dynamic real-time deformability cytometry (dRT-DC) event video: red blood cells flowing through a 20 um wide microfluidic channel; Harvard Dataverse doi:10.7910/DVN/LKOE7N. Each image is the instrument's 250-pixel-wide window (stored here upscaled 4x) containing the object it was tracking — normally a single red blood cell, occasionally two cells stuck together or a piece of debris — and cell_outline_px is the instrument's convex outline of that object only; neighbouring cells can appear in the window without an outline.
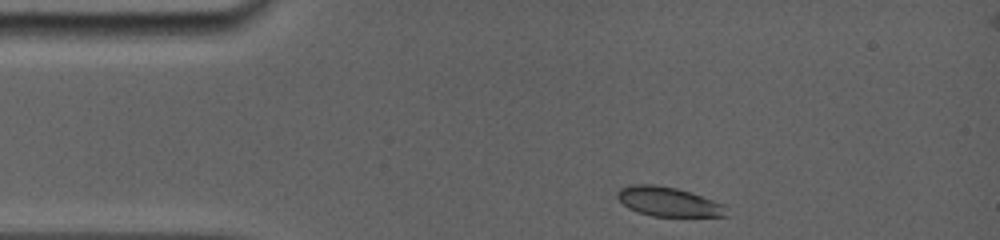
{"species": "common noctule bat (a hibernating species)", "species_latin": "Nyctalus noctula", "temperature_condition": "room temperature", "stored_images_in_passage": 76, "camera_frame_rate_fps": 5000, "um_per_image_px": 0.085, "animal": {"sex": "female", "body_mass_g": 19.0, "forearm_length_mm": 56.7}, "frame": {"image": 1, "passage_image": 1, "time_ms": 0.0, "image_size_px": [1000, 240], "cell_outline_px": [[728, 216], [652, 216], [636, 212], [628, 208], [616, 196], [616, 192], [620, 188], [628, 184], [652, 184], [676, 188], [724, 204]], "centroid_in_image_um": [56.75, 17.14], "position_along_channel_um": 28.2, "area_um2": 18.55}}
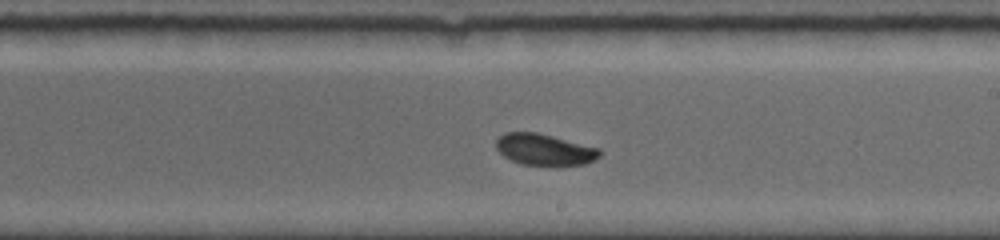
{"frame": {"image": 2, "passage_image": 45, "time_ms": 6.8, "image_size_px": [1000, 240], "cell_outline_px": [[600, 156], [584, 164], [520, 164], [504, 156], [496, 148], [496, 140], [504, 132], [536, 132], [600, 148]], "centroid_in_image_um": [46.25, 12.69], "position_along_channel_um": 242.8, "area_um2": 18.5}}
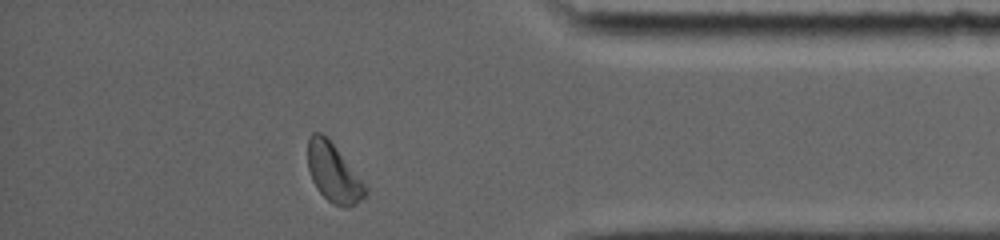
{"frame": {"image": 3, "passage_image": 75, "time_ms": 11.4, "image_size_px": [1000, 240], "cell_outline_px": [[368, 196], [356, 204], [344, 208], [332, 204], [316, 188], [312, 180], [308, 168], [308, 136], [312, 132], [320, 132], [336, 148], [364, 184], [368, 192]], "centroid_in_image_um": [28.34, 14.73], "position_along_channel_um": 406.9, "area_um2": 19.36}, "authors_computed_cell_mechanics": {"area_um2": 19.363, "velocity_mm_per_s": 3.8431, "shape_relaxation_time_tau1_ms": 3.6368, "shape_relaxation_time_tau2_ms": null, "deformation_change_tau1": 0.0994, "deformation_change_tau2": null}}